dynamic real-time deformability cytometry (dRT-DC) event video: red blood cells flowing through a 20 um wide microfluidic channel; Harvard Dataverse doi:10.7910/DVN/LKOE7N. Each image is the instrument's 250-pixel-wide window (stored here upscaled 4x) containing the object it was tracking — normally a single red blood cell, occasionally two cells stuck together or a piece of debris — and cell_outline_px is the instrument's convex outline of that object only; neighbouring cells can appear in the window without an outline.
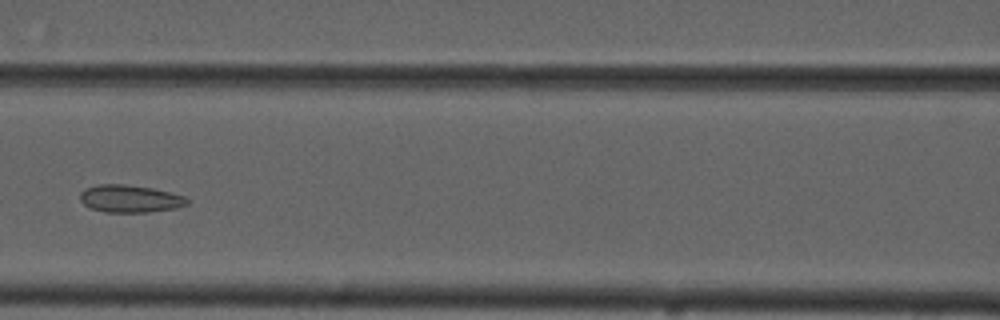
{"species": "common noctule bat (a hibernating species)", "species_latin": "Nyctalus noctula", "temperature_condition": "cold", "stored_images_in_passage": 6, "camera_frame_rate_fps": 3000, "um_per_image_px": 0.085, "animal": {"sex": "male", "forearm_length_mm": 52.5}, "frame": {"image": 1, "passage_image": 6, "time_ms": 5.667, "image_size_px": [1000, 320], "cell_outline_px": [[188, 204], [176, 208], [148, 212], [104, 212], [92, 208], [84, 204], [80, 200], [80, 192], [84, 188], [100, 184], [124, 184], [152, 188], [184, 196], [188, 200]], "centroid_in_image_um": [11.02, 16.89], "position_along_channel_um": 155.6, "area_um2": 17.05}}